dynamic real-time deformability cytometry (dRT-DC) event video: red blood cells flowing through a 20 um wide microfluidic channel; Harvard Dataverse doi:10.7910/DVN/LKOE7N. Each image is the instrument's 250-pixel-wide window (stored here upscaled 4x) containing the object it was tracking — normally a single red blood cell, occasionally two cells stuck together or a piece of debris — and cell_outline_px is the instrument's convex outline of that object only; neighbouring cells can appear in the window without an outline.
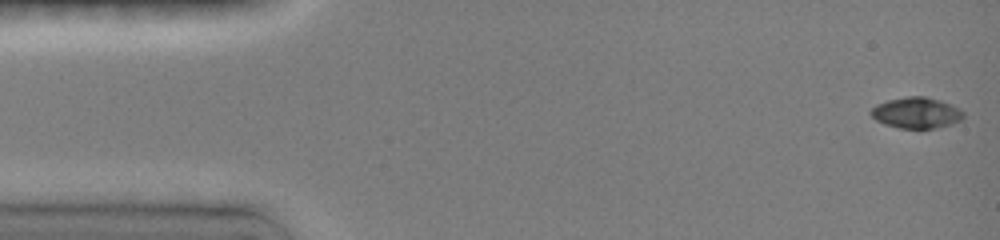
{"species": "common noctule bat (a hibernating species)", "species_latin": "Nyctalus noctula", "temperature_condition": "room temperature", "stored_images_in_passage": 41, "camera_frame_rate_fps": 3000, "um_per_image_px": 0.085, "animal": {"sex": "female", "body_mass_g": 19.0, "forearm_length_mm": 51.5}, "frame": {"image": 1, "passage_image": 1, "time_ms": 0.0, "image_size_px": [1000, 240], "cell_outline_px": [[964, 116], [960, 120], [952, 124], [936, 128], [900, 128], [884, 124], [876, 120], [868, 112], [876, 104], [888, 100], [908, 96], [924, 96], [940, 100], [952, 104], [960, 108], [964, 112]], "centroid_in_image_um": [77.9, 9.58], "position_along_channel_um": 7.1, "area_um2": 16.82}}
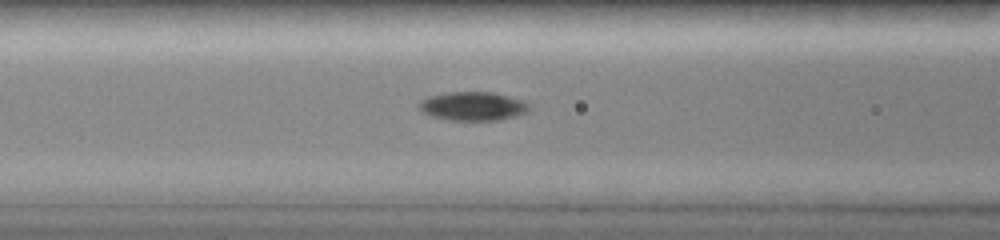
{"frame": {"image": 2, "passage_image": 16, "time_ms": 6.0, "image_size_px": [1000, 240], "cell_outline_px": [[528, 112], [516, 116], [500, 120], [448, 120], [432, 116], [420, 112], [420, 100], [432, 96], [448, 92], [492, 92], [524, 100], [528, 104]], "centroid_in_image_um": [40.21, 9.03], "position_along_channel_um": 126.4, "area_um2": 18.38}}
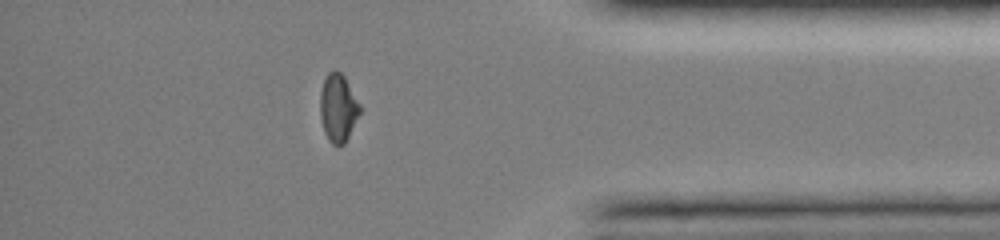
{"frame": {"image": 3, "passage_image": 37, "time_ms": 13.333, "image_size_px": [1000, 240], "cell_outline_px": [[360, 112], [344, 144], [332, 144], [328, 140], [324, 132], [320, 116], [320, 92], [324, 80], [328, 72], [340, 72], [344, 76], [360, 104]], "centroid_in_image_um": [28.72, 9.17], "position_along_channel_um": 406.5, "area_um2": 15.43}, "authors_computed_cell_mechanics": {"area_um2": 17.2244, "velocity_mm_per_s": 4.0142, "shape_relaxation_time_tau1_ms": 5.7969, "shape_relaxation_time_tau2_ms": null, "deformation_change_tau1": 0.2237, "deformation_change_tau2": null}}